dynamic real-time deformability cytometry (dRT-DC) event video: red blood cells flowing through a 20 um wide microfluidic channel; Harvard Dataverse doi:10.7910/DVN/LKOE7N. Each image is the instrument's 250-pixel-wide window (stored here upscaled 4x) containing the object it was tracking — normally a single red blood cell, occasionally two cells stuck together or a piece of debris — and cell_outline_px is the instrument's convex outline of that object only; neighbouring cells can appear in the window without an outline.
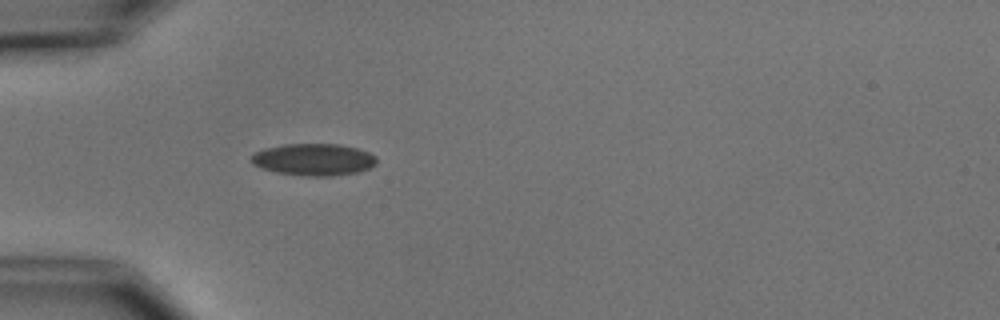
{"species": "common noctule bat (a hibernating species)", "species_latin": "Nyctalus noctula", "temperature_condition": "cold", "stored_images_in_passage": 1, "camera_frame_rate_fps": 3000, "um_per_image_px": 0.085, "animal": {"sex": "male", "body_mass_g": 15.6}, "frame": {"image": 1, "passage_image": 1, "time_ms": 0.0, "image_size_px": [1000, 320], "cell_outline_px": [[376, 164], [368, 168], [356, 172], [332, 176], [304, 176], [276, 172], [252, 164], [252, 152], [264, 148], [284, 144], [336, 144], [356, 148], [368, 152], [376, 156]], "centroid_in_image_um": [26.64, 13.56], "position_along_channel_um": 58.4, "area_um2": 23.24}}